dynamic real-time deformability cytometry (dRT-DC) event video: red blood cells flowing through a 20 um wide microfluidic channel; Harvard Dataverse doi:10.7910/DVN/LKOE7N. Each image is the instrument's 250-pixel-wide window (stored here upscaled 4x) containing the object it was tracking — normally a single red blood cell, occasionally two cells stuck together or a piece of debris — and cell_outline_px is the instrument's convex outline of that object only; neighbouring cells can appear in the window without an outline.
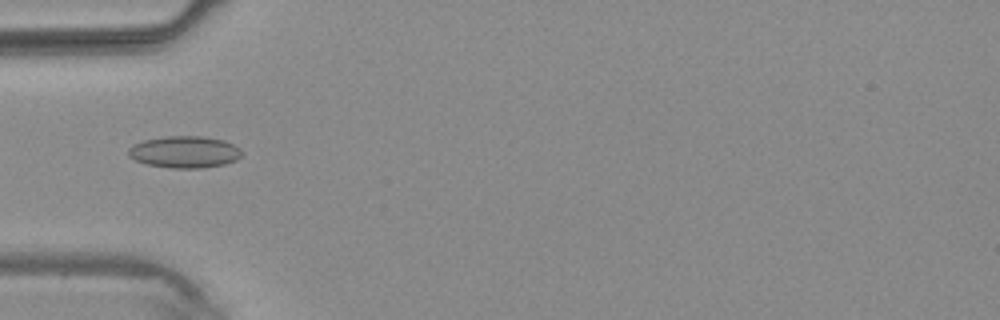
{"species": "common noctule bat (a hibernating species)", "species_latin": "Nyctalus noctula", "temperature_condition": "warm", "stored_images_in_passage": 3, "camera_frame_rate_fps": 3000, "um_per_image_px": 0.085, "animal": {"sex": "male", "body_mass_g": 20.4}, "frame": {"image": 1, "passage_image": 3, "time_ms": 2.333, "image_size_px": [1000, 320], "cell_outline_px": [[244, 152], [236, 160], [224, 164], [200, 168], [172, 168], [148, 164], [136, 160], [128, 156], [128, 148], [144, 140], [168, 136], [204, 136], [224, 140], [240, 148]], "centroid_in_image_um": [15.72, 12.91], "position_along_channel_um": 69.3, "area_um2": 20.92}}